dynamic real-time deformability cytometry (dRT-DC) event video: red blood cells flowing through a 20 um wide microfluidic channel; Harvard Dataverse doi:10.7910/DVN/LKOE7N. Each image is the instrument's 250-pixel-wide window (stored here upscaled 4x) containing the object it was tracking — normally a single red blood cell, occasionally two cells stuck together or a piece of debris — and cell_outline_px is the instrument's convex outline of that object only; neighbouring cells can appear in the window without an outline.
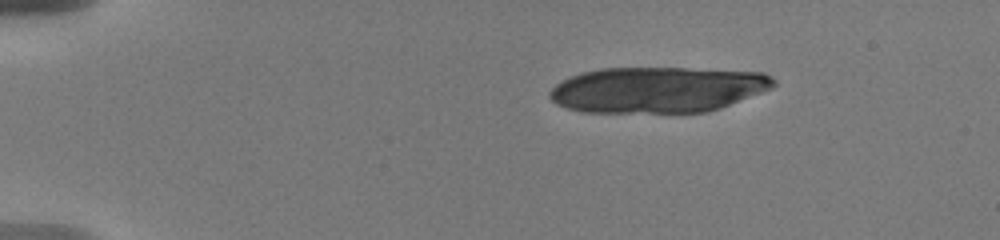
{"species": "human", "species_latin": "Homo sapiens", "temperature_condition": "warm", "stored_images_in_passage": 8, "camera_frame_rate_fps": 3000, "um_per_image_px": 0.085, "donor": {"sex": "male"}, "frame": {"image": 1, "passage_image": 1, "time_ms": 0.0, "image_size_px": [1000, 240], "cell_outline_px": [[776, 84], [772, 88], [720, 108], [708, 112], [584, 112], [568, 108], [556, 104], [548, 96], [548, 92], [556, 84], [568, 76], [580, 72], [600, 68], [688, 68], [764, 72], [772, 76], [776, 80]], "centroid_in_image_um": [55.89, 7.61], "position_along_channel_um": 29.1, "area_um2": 60.11}}
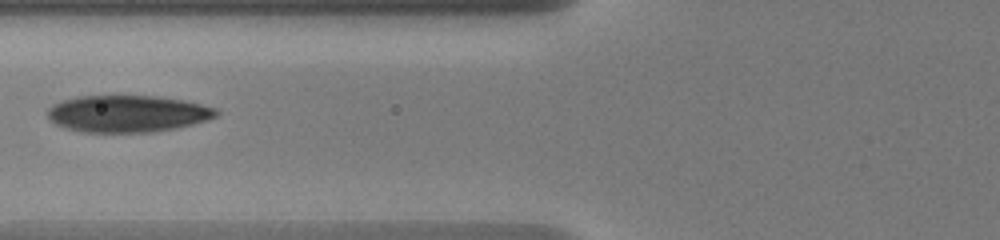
{"frame": {"image": 2, "passage_image": 6, "time_ms": 5.0, "image_size_px": [1000, 240], "cell_outline_px": [[220, 112], [216, 116], [208, 120], [176, 128], [148, 132], [84, 132], [64, 128], [56, 124], [48, 116], [48, 108], [52, 104], [76, 96], [160, 96], [184, 100], [216, 108]], "centroid_in_image_um": [10.85, 9.66], "position_along_channel_um": 115.0, "area_um2": 36.24}}
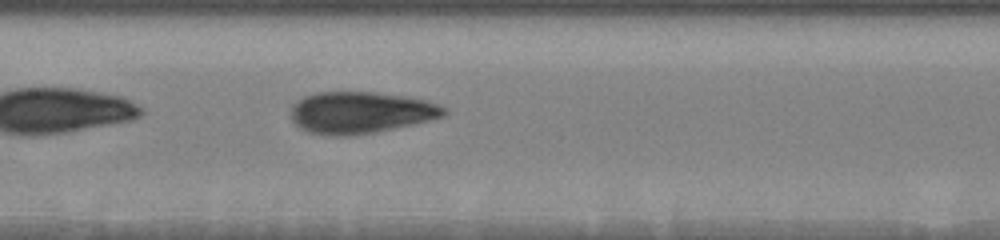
{"frame": {"image": 3, "passage_image": 8, "time_ms": 6.667, "image_size_px": [1000, 240], "cell_outline_px": [[448, 112], [444, 116], [412, 124], [376, 132], [348, 136], [336, 136], [308, 132], [300, 128], [292, 120], [292, 104], [296, 100], [304, 96], [316, 92], [376, 92], [428, 100], [448, 108]], "centroid_in_image_um": [30.65, 9.56], "position_along_channel_um": 176.7, "area_um2": 37.28}}